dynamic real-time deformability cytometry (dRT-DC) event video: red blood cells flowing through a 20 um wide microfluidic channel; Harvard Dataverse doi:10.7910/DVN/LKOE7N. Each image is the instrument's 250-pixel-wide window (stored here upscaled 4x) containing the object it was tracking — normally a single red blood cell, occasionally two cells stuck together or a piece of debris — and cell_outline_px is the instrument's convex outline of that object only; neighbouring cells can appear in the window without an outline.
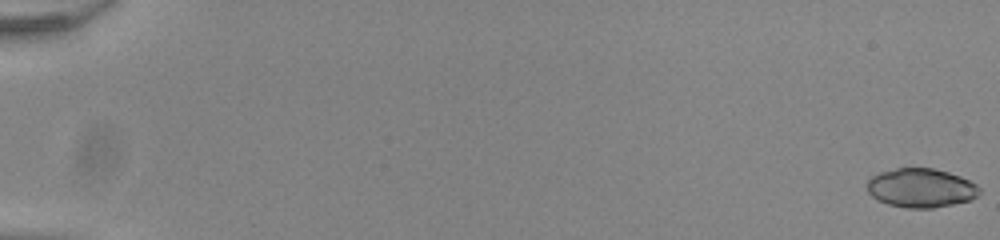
{"species": "common noctule bat (a hibernating species)", "species_latin": "Nyctalus noctula", "temperature_condition": "room temperature", "stored_images_in_passage": 55, "camera_frame_rate_fps": 3000, "um_per_image_px": 0.085, "animal": {"sex": "male", "body_mass_g": 20.0, "forearm_length_mm": 53.3}, "frame": {"image": 1, "passage_image": 1, "time_ms": 0.0, "image_size_px": [1000, 240], "cell_outline_px": [[980, 192], [972, 200], [932, 208], [908, 208], [888, 204], [872, 196], [868, 192], [868, 180], [872, 176], [880, 172], [896, 168], [932, 168], [948, 172], [960, 176], [976, 184], [980, 188]], "centroid_in_image_um": [78.29, 15.97], "position_along_channel_um": 6.7, "area_um2": 25.37}}
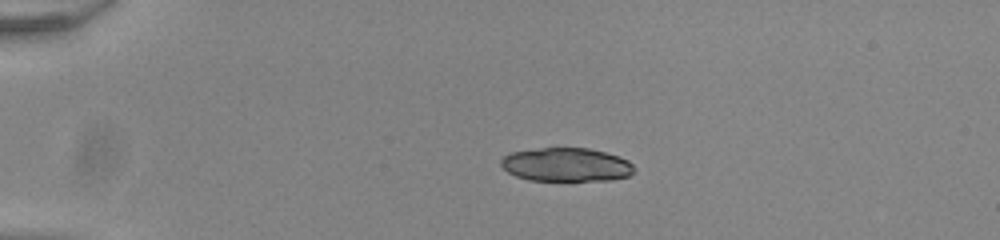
{"frame": {"image": 2, "passage_image": 14, "time_ms": 4.333, "image_size_px": [1000, 240], "cell_outline_px": [[636, 168], [628, 176], [608, 180], [528, 180], [516, 176], [508, 172], [500, 164], [500, 160], [504, 156], [512, 152], [544, 148], [588, 148], [620, 156], [628, 160]], "centroid_in_image_um": [48.14, 14.0], "position_along_channel_um": 36.9, "area_um2": 25.95}}